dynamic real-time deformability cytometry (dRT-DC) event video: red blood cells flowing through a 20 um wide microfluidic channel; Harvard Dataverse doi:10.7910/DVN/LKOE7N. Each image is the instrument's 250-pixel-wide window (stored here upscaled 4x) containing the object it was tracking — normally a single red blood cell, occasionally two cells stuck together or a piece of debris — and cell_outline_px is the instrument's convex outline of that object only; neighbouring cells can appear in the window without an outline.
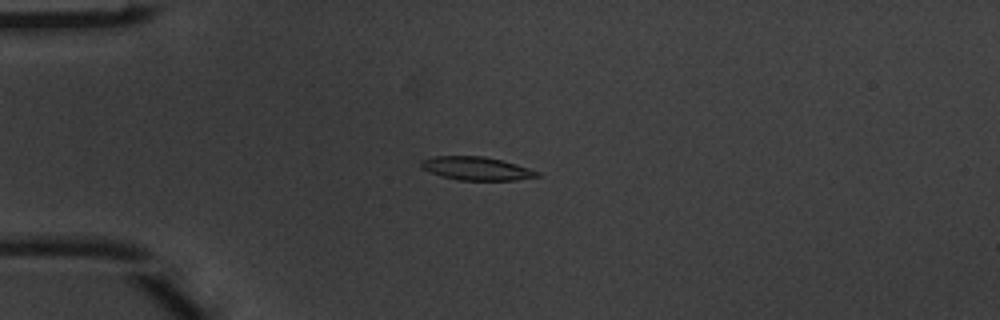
{"species": "common noctule bat (a hibernating species)", "species_latin": "Nyctalus noctula", "temperature_condition": "warm", "stored_images_in_passage": 6, "camera_frame_rate_fps": 3000, "um_per_image_px": 0.085, "animal": {"sex": "male", "body_mass_g": 20.1, "forearm_length_mm": 53.5}, "frame": {"image": 1, "passage_image": 3, "time_ms": 0.667, "image_size_px": [1000, 320], "cell_outline_px": [[540, 176], [516, 180], [460, 180], [444, 176], [432, 172], [424, 168], [420, 164], [420, 160], [432, 156], [484, 156], [516, 164], [540, 172]], "centroid_in_image_um": [40.52, 14.31], "position_along_channel_um": 44.5, "area_um2": 15.55}}
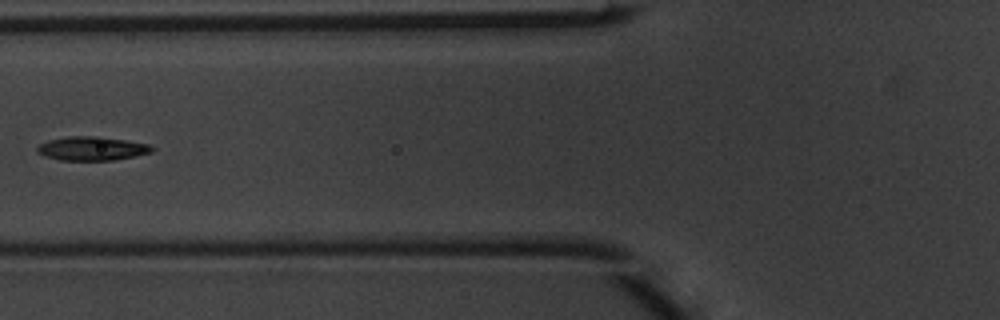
{"frame": {"image": 2, "passage_image": 5, "time_ms": 1.333, "image_size_px": [1000, 320], "cell_outline_px": [[156, 148], [152, 152], [116, 160], [60, 160], [44, 156], [36, 152], [36, 148], [40, 144], [48, 140], [68, 136], [100, 136], [148, 144]], "centroid_in_image_um": [7.8, 12.62], "position_along_channel_um": 118.0, "area_um2": 16.01}}
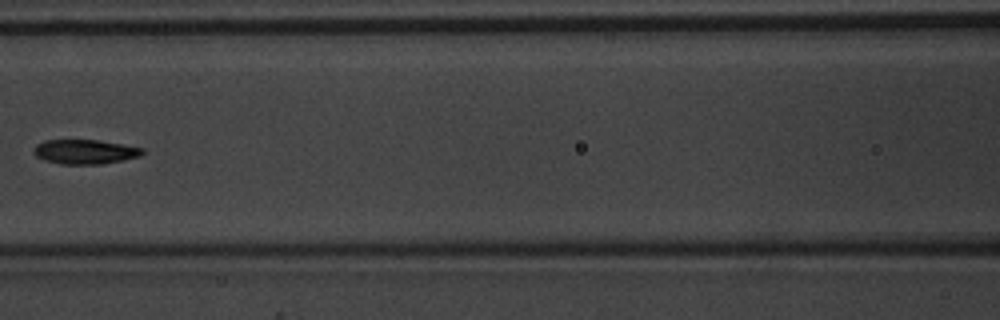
{"frame": {"image": 3, "passage_image": 6, "time_ms": 1.667, "image_size_px": [1000, 320], "cell_outline_px": [[144, 152], [140, 156], [124, 160], [104, 164], [60, 164], [44, 160], [36, 156], [32, 152], [32, 148], [36, 144], [44, 140], [100, 140], [144, 148]], "centroid_in_image_um": [7.2, 12.9], "position_along_channel_um": 159.4, "area_um2": 15.72}}